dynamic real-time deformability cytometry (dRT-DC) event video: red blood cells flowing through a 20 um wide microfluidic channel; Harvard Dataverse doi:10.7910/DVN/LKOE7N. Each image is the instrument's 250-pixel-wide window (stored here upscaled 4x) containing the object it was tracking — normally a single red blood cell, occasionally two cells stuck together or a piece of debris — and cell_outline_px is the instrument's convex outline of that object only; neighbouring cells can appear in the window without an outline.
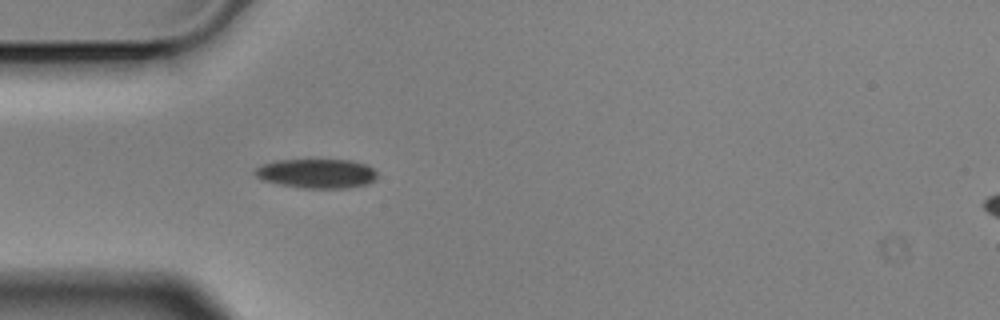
{"species": "Egyptian fruit bat (a non-hibernating species)", "species_latin": "Rousettus aegyptiacus", "temperature_condition": "cold", "stored_images_in_passage": 2, "camera_frame_rate_fps": 3000, "um_per_image_px": 0.085, "animal": {"sex": "male"}, "frame": {"image": 1, "passage_image": 2, "time_ms": 0.333, "image_size_px": [1000, 320], "cell_outline_px": [[376, 180], [368, 184], [348, 188], [304, 188], [280, 184], [264, 180], [256, 176], [252, 172], [256, 168], [264, 164], [276, 160], [352, 160], [368, 164], [376, 172]], "centroid_in_image_um": [26.96, 14.74], "position_along_channel_um": 58.0, "area_um2": 20.92}}